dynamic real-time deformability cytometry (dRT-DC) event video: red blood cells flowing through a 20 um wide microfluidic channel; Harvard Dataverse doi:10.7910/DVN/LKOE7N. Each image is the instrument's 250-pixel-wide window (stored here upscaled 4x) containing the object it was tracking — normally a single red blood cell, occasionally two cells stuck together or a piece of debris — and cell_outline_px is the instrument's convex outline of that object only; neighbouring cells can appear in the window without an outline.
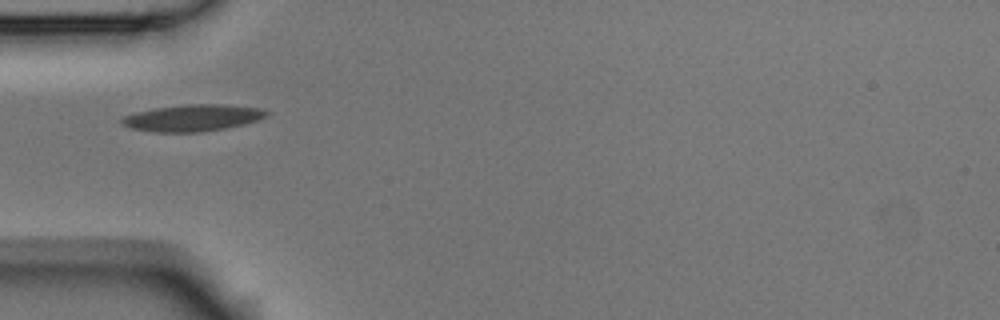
{"species": "Egyptian fruit bat (a non-hibernating species)", "species_latin": "Rousettus aegyptiacus", "temperature_condition": "room temperature", "stored_images_in_passage": 9, "camera_frame_rate_fps": 3000, "um_per_image_px": 0.085, "animal": {"sex": "male"}, "frame": {"image": 1, "passage_image": 4, "time_ms": 1.0, "image_size_px": [1000, 320], "cell_outline_px": [[268, 116], [260, 120], [244, 124], [224, 128], [200, 132], [152, 132], [128, 128], [120, 124], [120, 116], [136, 112], [156, 108], [184, 104], [220, 104], [264, 108], [268, 112]], "centroid_in_image_um": [16.34, 10.02], "position_along_channel_um": 68.7, "area_um2": 22.83}}
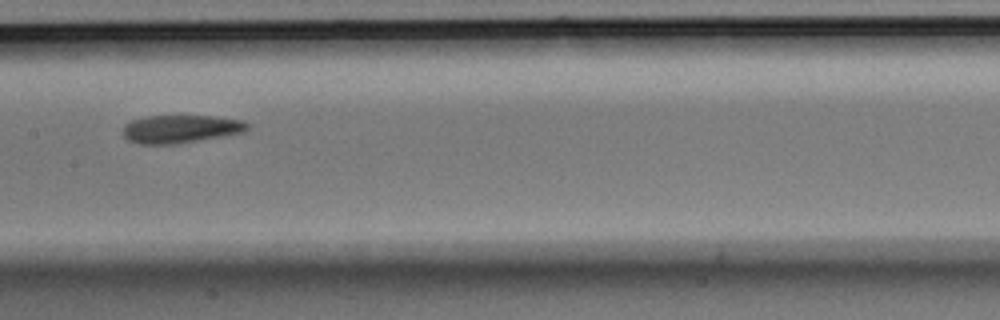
{"frame": {"image": 2, "passage_image": 7, "time_ms": 2.0, "image_size_px": [1000, 320], "cell_outline_px": [[248, 128], [244, 132], [176, 144], [140, 144], [128, 140], [124, 136], [124, 124], [132, 120], [148, 116], [216, 116], [244, 120], [248, 124]], "centroid_in_image_um": [15.36, 10.95], "position_along_channel_um": 192.0, "area_um2": 20.23}}
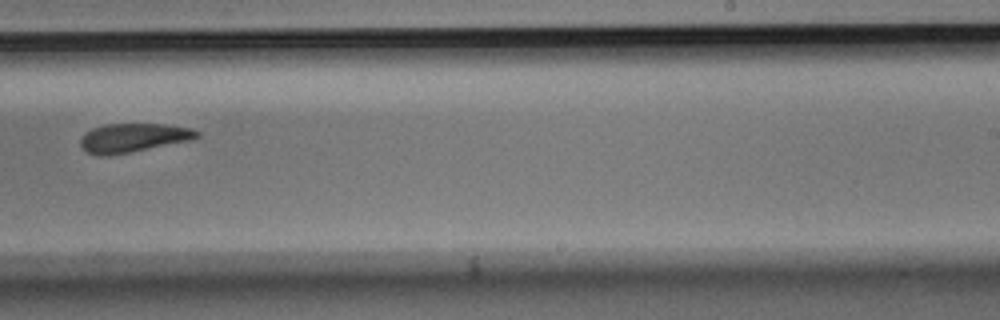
{"frame": {"image": 3, "passage_image": 9, "time_ms": 2.667, "image_size_px": [1000, 320], "cell_outline_px": [[200, 136], [192, 140], [132, 152], [108, 156], [100, 156], [88, 152], [80, 144], [80, 140], [84, 132], [92, 128], [104, 124], [164, 124], [192, 128], [200, 132]], "centroid_in_image_um": [11.34, 11.71], "position_along_channel_um": 277.7, "area_um2": 19.77}}